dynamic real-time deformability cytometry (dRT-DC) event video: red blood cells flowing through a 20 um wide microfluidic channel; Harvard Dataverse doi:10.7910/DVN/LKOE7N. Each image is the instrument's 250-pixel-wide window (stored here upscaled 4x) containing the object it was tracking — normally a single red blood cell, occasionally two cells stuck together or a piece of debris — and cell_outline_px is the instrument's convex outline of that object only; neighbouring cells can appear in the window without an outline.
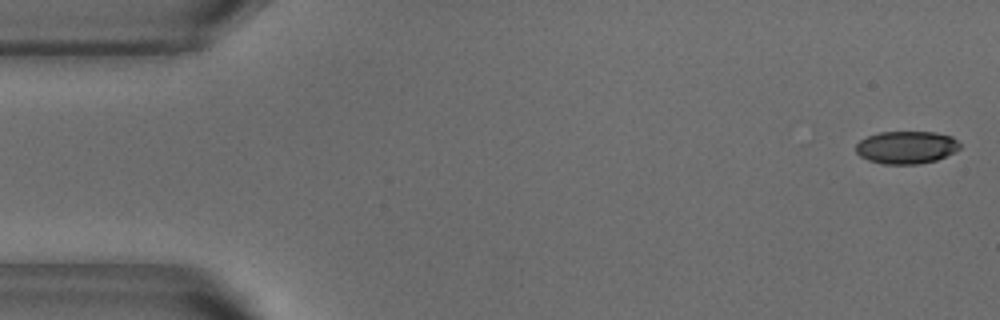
{"species": "common noctule bat (a hibernating species)", "species_latin": "Nyctalus noctula", "temperature_condition": "warm", "stored_images_in_passage": 28, "camera_frame_rate_fps": 3000, "um_per_image_px": 0.085, "animal": {"sex": "male", "body_mass_g": 18.8}, "frame": {"image": 1, "passage_image": 1, "time_ms": 0.0, "image_size_px": [1000, 320], "cell_outline_px": [[960, 148], [936, 160], [920, 164], [884, 164], [868, 160], [860, 156], [856, 152], [856, 144], [860, 140], [868, 136], [880, 132], [936, 132], [952, 136], [960, 144]], "centroid_in_image_um": [77.02, 12.52], "position_along_channel_um": 8.0, "area_um2": 19.71}}
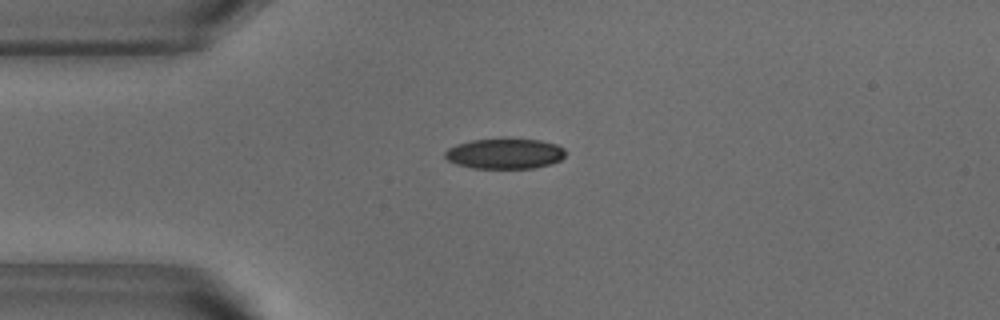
{"frame": {"image": 2, "passage_image": 12, "time_ms": 3.667, "image_size_px": [1000, 320], "cell_outline_px": [[564, 156], [560, 160], [552, 164], [536, 168], [472, 168], [456, 164], [448, 160], [444, 156], [444, 152], [448, 148], [456, 144], [472, 140], [504, 136], [508, 136], [540, 140], [556, 144], [564, 148]], "centroid_in_image_um": [42.9, 13.02], "position_along_channel_um": 42.1, "area_um2": 22.14}}
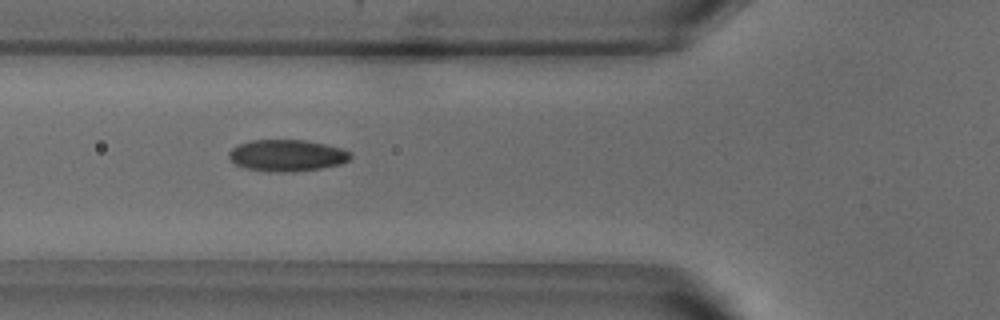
{"frame": {"image": 3, "passage_image": 18, "time_ms": 5.667, "image_size_px": [1000, 320], "cell_outline_px": [[352, 156], [348, 160], [340, 164], [320, 168], [292, 172], [276, 172], [244, 168], [236, 164], [228, 156], [228, 152], [236, 144], [252, 140], [304, 140], [324, 144], [340, 148], [352, 152]], "centroid_in_image_um": [24.37, 13.21], "position_along_channel_um": 101.4, "area_um2": 22.37}}